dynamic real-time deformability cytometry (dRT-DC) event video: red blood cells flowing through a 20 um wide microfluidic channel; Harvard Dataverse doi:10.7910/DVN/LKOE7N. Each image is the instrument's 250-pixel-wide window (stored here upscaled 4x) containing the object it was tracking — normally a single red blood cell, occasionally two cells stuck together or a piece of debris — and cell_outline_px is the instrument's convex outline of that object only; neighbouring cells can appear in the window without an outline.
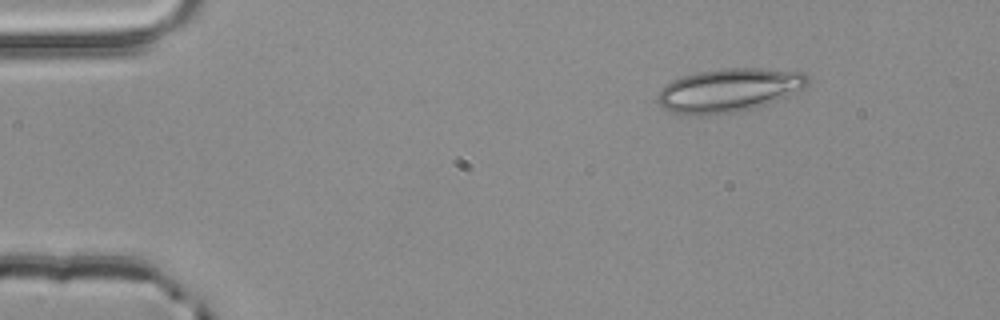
{"species": "common noctule bat (a hibernating species)", "species_latin": "Nyctalus noctula", "temperature_condition": "room temperature", "stored_images_in_passage": 43, "camera_frame_rate_fps": 3000, "um_per_image_px": 0.085, "animal": {"sex": "male", "body_mass_g": 20.4}, "frame": {"image": 1, "passage_image": 1, "time_ms": 0.0, "image_size_px": [1000, 320], "cell_outline_px": [[808, 84], [788, 96], [768, 104], [756, 108], [732, 112], [704, 116], [696, 116], [672, 112], [664, 108], [656, 100], [656, 96], [664, 84], [672, 80], [696, 72], [720, 68], [760, 68], [804, 72], [808, 76]], "centroid_in_image_um": [61.93, 7.67], "position_along_channel_um": 23.1, "area_um2": 38.32}}
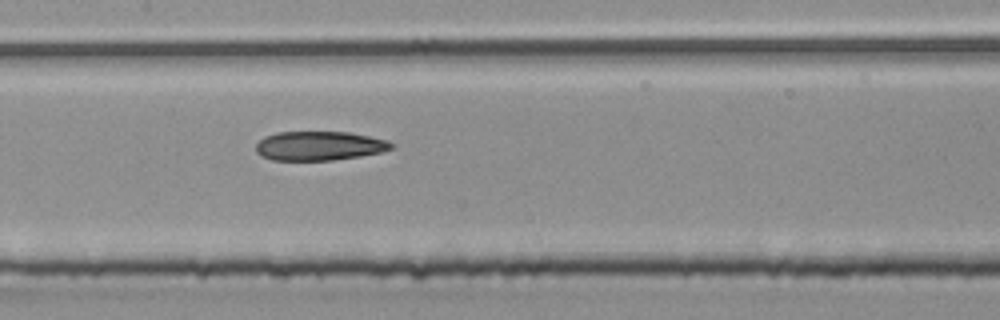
{"frame": {"image": 2, "passage_image": 20, "time_ms": 6.333, "image_size_px": [1000, 320], "cell_outline_px": [[392, 148], [380, 152], [360, 156], [332, 160], [272, 160], [260, 156], [256, 152], [256, 144], [264, 136], [276, 132], [348, 132], [388, 140], [392, 144]], "centroid_in_image_um": [27.09, 12.4], "position_along_channel_um": 180.3, "area_um2": 22.95}}
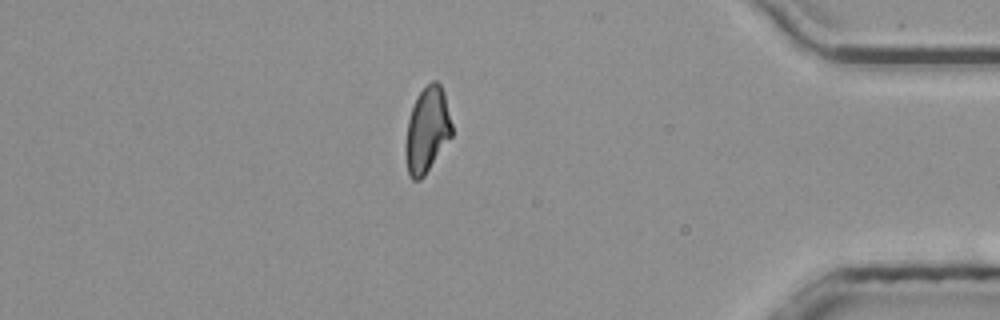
{"frame": {"image": 3, "passage_image": 40, "time_ms": 13.0, "image_size_px": [1000, 320], "cell_outline_px": [[452, 136], [424, 176], [420, 180], [412, 180], [408, 172], [404, 156], [404, 144], [408, 120], [416, 96], [432, 80], [436, 80], [440, 84], [444, 92], [452, 124]], "centroid_in_image_um": [36.29, 11.07], "position_along_channel_um": 398.9, "area_um2": 23.24}, "authors_computed_cell_mechanics": {"area_um2": 23.8714, "velocity_mm_per_s": 3.846, "shape_relaxation_time_tau1_ms": null, "shape_relaxation_time_tau2_ms": 5.943, "deformation_change_tau1": null, "deformation_change_tau2": 0.149}}